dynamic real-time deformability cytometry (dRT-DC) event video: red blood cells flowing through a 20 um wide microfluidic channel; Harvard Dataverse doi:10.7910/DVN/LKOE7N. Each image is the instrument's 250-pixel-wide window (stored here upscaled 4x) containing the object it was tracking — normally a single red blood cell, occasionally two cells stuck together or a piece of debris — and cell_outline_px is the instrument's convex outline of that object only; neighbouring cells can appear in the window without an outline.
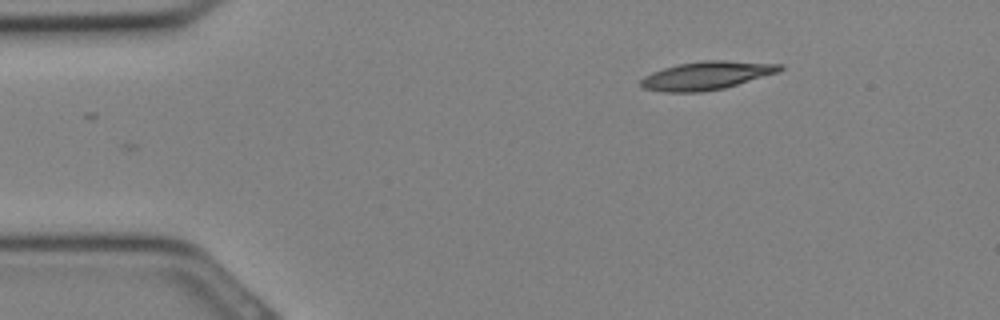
{"species": "Egyptian fruit bat (a non-hibernating species)", "species_latin": "Rousettus aegyptiacus", "temperature_condition": "cold", "stored_images_in_passage": 7, "camera_frame_rate_fps": 3000, "um_per_image_px": 0.085, "animal": {"sex": "female"}, "frame": {"image": 1, "passage_image": 7, "time_ms": 2.0, "image_size_px": [1000, 320], "cell_outline_px": [[784, 68], [776, 72], [724, 88], [700, 92], [664, 92], [644, 88], [640, 84], [640, 80], [644, 76], [652, 72], [664, 68], [680, 64], [700, 60], [724, 60], [784, 64]], "centroid_in_image_um": [60.03, 6.41], "position_along_channel_um": 25.0, "area_um2": 22.66}}